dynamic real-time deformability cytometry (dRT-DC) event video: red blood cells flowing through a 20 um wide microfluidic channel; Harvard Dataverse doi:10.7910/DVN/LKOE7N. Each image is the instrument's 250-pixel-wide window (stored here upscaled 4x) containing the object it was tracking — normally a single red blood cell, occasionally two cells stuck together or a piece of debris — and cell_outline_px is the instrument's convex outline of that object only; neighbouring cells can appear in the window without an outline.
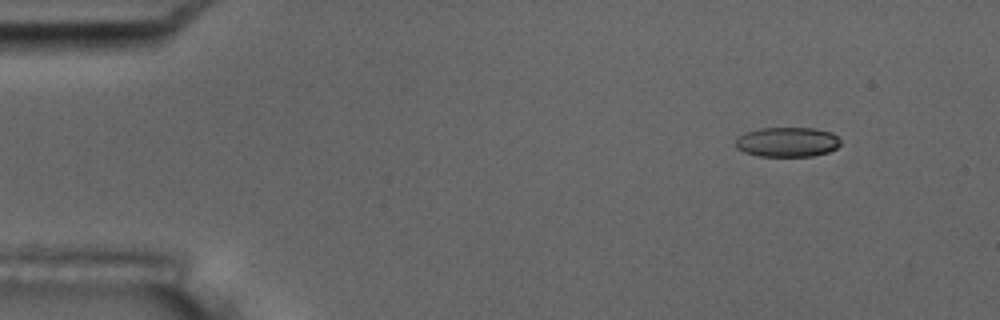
{"species": "common noctule bat (a hibernating species)", "species_latin": "Nyctalus noctula", "temperature_condition": "room temperature", "stored_images_in_passage": 4, "camera_frame_rate_fps": 3000, "um_per_image_px": 0.085, "animal": {"sex": "male", "body_mass_g": 17.5, "forearm_length_mm": 52.3}, "frame": {"image": 1, "passage_image": 2, "time_ms": 1.0, "image_size_px": [1000, 320], "cell_outline_px": [[840, 144], [836, 148], [828, 152], [812, 156], [760, 156], [744, 152], [736, 148], [736, 140], [740, 136], [748, 132], [760, 128], [816, 128], [832, 132], [840, 140]], "centroid_in_image_um": [66.94, 12.07], "position_along_channel_um": 18.1, "area_um2": 18.09}}